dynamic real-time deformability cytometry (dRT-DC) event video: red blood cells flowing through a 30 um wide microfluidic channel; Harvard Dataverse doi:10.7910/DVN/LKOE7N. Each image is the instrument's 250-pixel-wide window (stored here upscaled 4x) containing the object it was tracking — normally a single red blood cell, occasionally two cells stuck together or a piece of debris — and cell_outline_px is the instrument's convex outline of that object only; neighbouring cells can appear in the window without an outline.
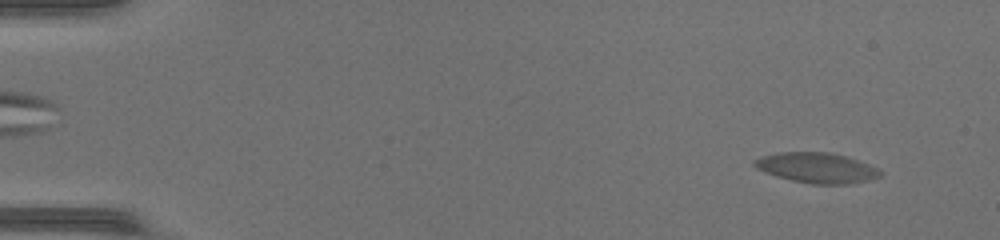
{"species": "common noctule bat (a hibernating species)", "species_latin": "Nyctalus noctula", "temperature_condition": "warm", "stored_images_in_passage": 52, "camera_frame_rate_fps": 3000, "um_per_image_px": 0.085, "animal": {"sex": "female", "body_mass_g": 17.0, "forearm_length_mm": 48.0}, "frame": {"image": 1, "passage_image": 3, "time_ms": 0.667, "image_size_px": [1000, 240], "cell_outline_px": [[880, 176], [840, 184], [812, 184], [780, 176], [768, 172], [752, 164], [752, 160], [764, 156], [784, 152], [824, 152], [844, 156], [876, 168], [880, 172]], "centroid_in_image_um": [69.37, 14.24], "position_along_channel_um": 15.6, "area_um2": 20.87}}
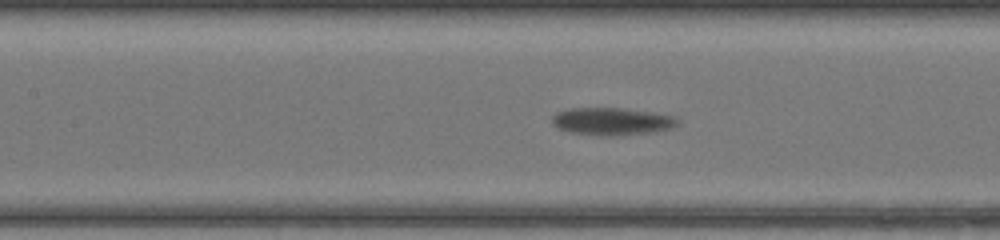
{"frame": {"image": 2, "passage_image": 24, "time_ms": 7.667, "image_size_px": [1000, 240], "cell_outline_px": [[676, 124], [668, 128], [648, 132], [604, 136], [572, 132], [560, 128], [552, 120], [552, 116], [556, 112], [572, 108], [616, 108], [644, 112], [668, 116], [676, 120]], "centroid_in_image_um": [51.88, 10.31], "position_along_channel_um": 155.5, "area_um2": 18.9}}
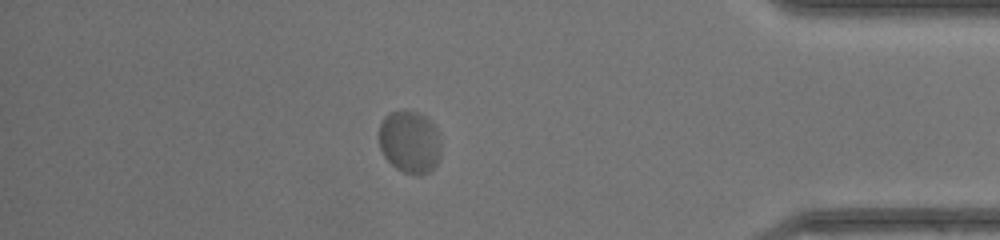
{"frame": {"image": 3, "passage_image": 45, "time_ms": 14.667, "image_size_px": [1000, 240], "cell_outline_px": [[440, 156], [436, 164], [428, 172], [404, 172], [396, 168], [384, 156], [380, 148], [380, 124], [392, 112], [416, 112], [424, 116], [432, 124], [436, 132], [440, 148]], "centroid_in_image_um": [34.81, 12.07], "position_along_channel_um": 400.4, "area_um2": 21.5}, "authors_computed_cell_mechanics": {"area_um2": 19.7676, "velocity_mm_per_s": 3.9932, "shape_relaxation_time_tau1_ms": 2.0655, "shape_relaxation_time_tau2_ms": null, "deformation_change_tau1": 0.0998, "deformation_change_tau2": null}}